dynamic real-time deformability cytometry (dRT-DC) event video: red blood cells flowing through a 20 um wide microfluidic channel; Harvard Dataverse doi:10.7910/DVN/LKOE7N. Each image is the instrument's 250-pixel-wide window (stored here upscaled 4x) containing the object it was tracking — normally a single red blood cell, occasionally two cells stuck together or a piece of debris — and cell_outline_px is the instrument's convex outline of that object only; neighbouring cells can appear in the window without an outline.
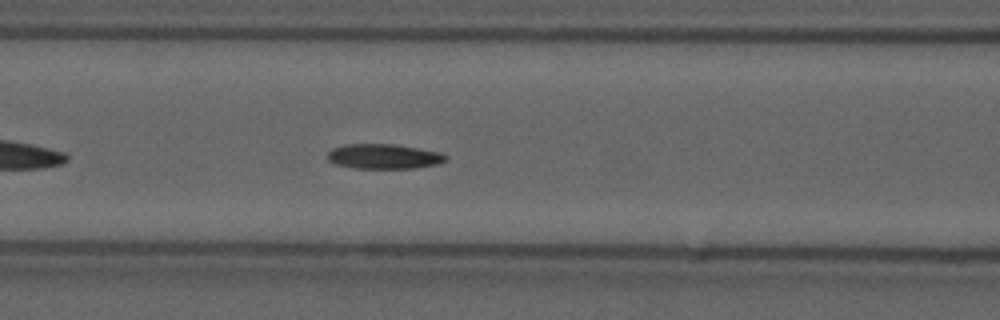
{"species": "common noctule bat (a hibernating species)", "species_latin": "Nyctalus noctula", "temperature_condition": "cold", "stored_images_in_passage": 32, "camera_frame_rate_fps": 3000, "um_per_image_px": 0.085, "animal": {"sex": "male", "forearm_length_mm": 52.5}, "frame": {"image": 1, "passage_image": 10, "time_ms": 3.0, "image_size_px": [1000, 320], "cell_outline_px": [[448, 160], [440, 164], [416, 168], [352, 168], [332, 164], [328, 160], [328, 152], [332, 148], [348, 144], [392, 144], [440, 152], [448, 156]], "centroid_in_image_um": [32.63, 13.31], "position_along_channel_um": 134.0, "area_um2": 17.28}, "authors_computed_cell_mechanics": {"area_um2": 17.0799, "velocity_mm_per_s": 3.6666, "shape_relaxation_time_tau1_ms": 7.0572, "shape_relaxation_time_tau2_ms": 6.028, "deformation_change_tau1": 0.152, "deformation_change_tau2": 0.1219}}